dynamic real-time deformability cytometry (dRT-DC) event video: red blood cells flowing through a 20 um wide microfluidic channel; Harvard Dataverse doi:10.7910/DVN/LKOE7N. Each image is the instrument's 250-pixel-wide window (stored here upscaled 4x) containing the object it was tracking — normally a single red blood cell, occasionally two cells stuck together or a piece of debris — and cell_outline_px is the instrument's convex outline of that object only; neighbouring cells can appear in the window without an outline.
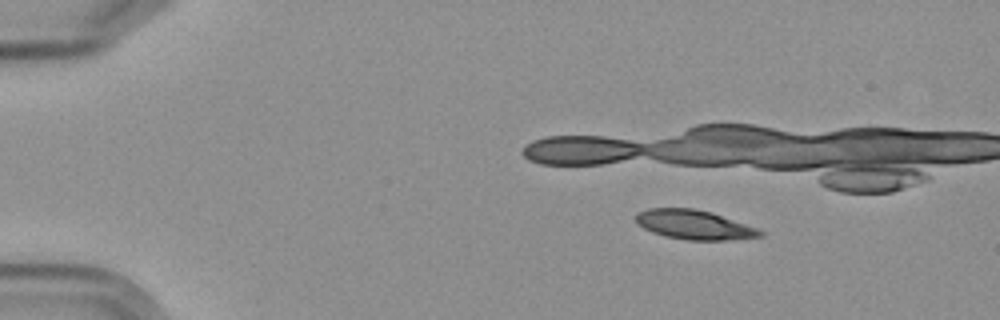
{"species": "Egyptian fruit bat (a non-hibernating species)", "species_latin": "Rousettus aegyptiacus", "temperature_condition": "cold", "stored_images_in_passage": 6, "camera_frame_rate_fps": 3000, "um_per_image_px": 0.085, "frame": {"image": 1, "passage_image": 2, "time_ms": 1.0, "image_size_px": [1000, 320], "cell_outline_px": [[764, 236], [724, 240], [688, 240], [664, 236], [652, 232], [636, 224], [636, 212], [648, 208], [696, 208], [712, 212], [756, 228], [764, 232]], "centroid_in_image_um": [58.96, 19.09], "position_along_channel_um": 26.0, "area_um2": 21.27}}